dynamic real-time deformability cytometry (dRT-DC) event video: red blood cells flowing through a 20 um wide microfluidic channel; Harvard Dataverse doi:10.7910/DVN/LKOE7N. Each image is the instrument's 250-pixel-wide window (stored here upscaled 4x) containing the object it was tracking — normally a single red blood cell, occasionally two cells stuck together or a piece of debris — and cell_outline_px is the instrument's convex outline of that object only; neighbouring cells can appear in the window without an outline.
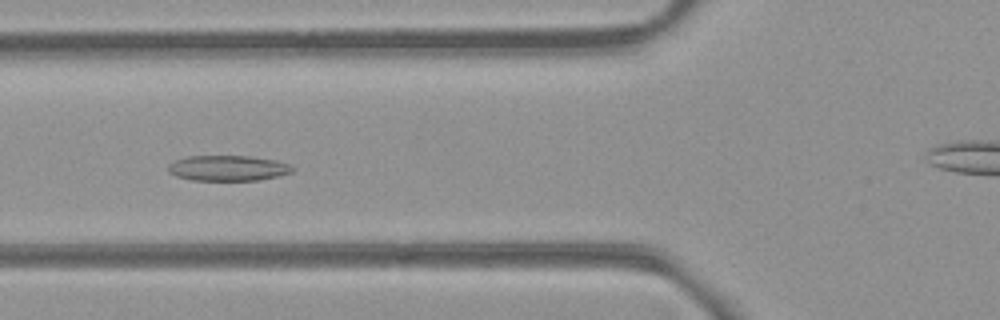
{"species": "common noctule bat (a hibernating species)", "species_latin": "Nyctalus noctula", "temperature_condition": "room temperature", "stored_images_in_passage": 47, "camera_frame_rate_fps": 3000, "um_per_image_px": 0.085, "animal": {"sex": "female", "body_mass_g": 21.9}, "frame": {"image": 1, "passage_image": 13, "time_ms": 4.0, "image_size_px": [1000, 320], "cell_outline_px": [[296, 168], [292, 172], [260, 180], [192, 180], [176, 176], [168, 172], [168, 164], [176, 160], [188, 156], [248, 156], [276, 160], [288, 164]], "centroid_in_image_um": [19.37, 14.29], "position_along_channel_um": 106.4, "area_um2": 18.38}}
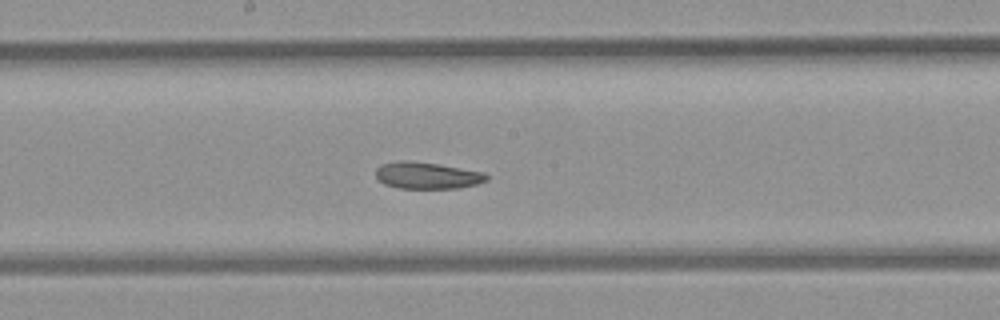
{"frame": {"image": 2, "passage_image": 21, "time_ms": 6.667, "image_size_px": [1000, 320], "cell_outline_px": [[488, 180], [476, 184], [460, 188], [400, 188], [384, 184], [376, 180], [376, 168], [380, 164], [400, 160], [408, 160], [436, 164], [484, 172], [488, 176]], "centroid_in_image_um": [36.26, 14.91], "position_along_channel_um": 211.9, "area_um2": 17.28}}
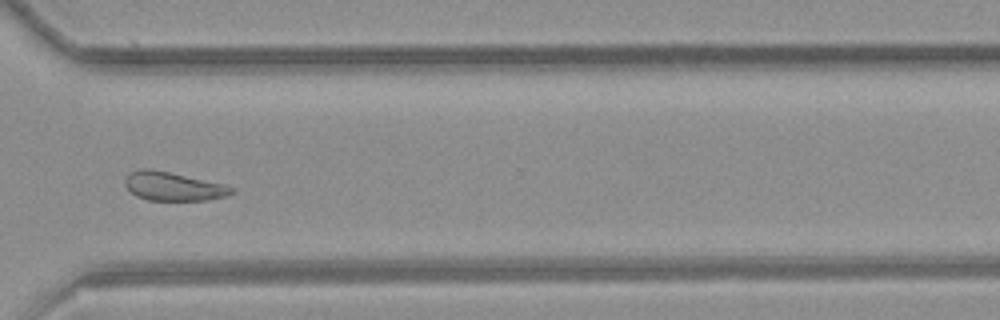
{"frame": {"image": 3, "passage_image": 32, "time_ms": 10.333, "image_size_px": [1000, 320], "cell_outline_px": [[236, 192], [224, 196], [208, 200], [148, 200], [136, 196], [124, 184], [124, 180], [132, 172], [140, 168], [152, 168], [224, 184], [236, 188]], "centroid_in_image_um": [14.75, 15.83], "position_along_channel_um": 355.9, "area_um2": 17.8}, "authors_computed_cell_mechanics": {"area_um2": 18.9584, "velocity_mm_per_s": 3.9484, "shape_relaxation_time_tau1_ms": null, "shape_relaxation_time_tau2_ms": 7.1244, "deformation_change_tau1": null, "deformation_change_tau2": 0.1458}}